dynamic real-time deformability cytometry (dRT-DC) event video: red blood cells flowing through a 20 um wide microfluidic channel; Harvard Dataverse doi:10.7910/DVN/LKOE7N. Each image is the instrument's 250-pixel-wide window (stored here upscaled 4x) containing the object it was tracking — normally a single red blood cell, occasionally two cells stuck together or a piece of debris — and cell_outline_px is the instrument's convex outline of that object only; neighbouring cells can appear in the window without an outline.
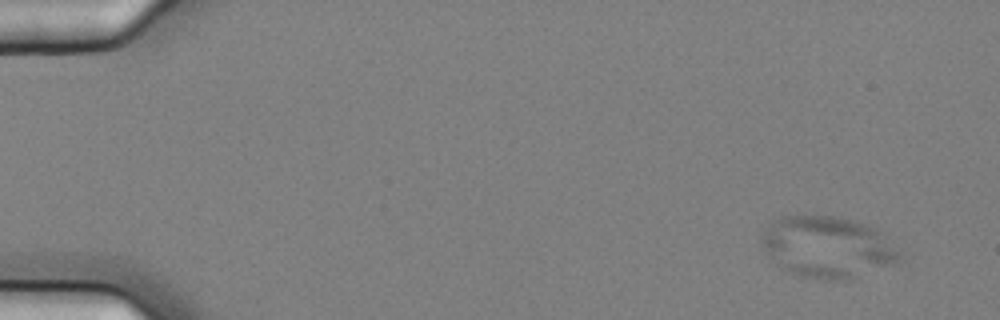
{"species": "common noctule bat (a hibernating species)", "species_latin": "Nyctalus noctula", "temperature_condition": "cold", "stored_images_in_passage": 5, "camera_frame_rate_fps": 3000, "um_per_image_px": 0.085, "animal": {"sex": "female", "body_mass_g": 25.1}, "frame": {"image": 1, "passage_image": 1, "time_ms": 0.0, "image_size_px": [1000, 320], "cell_outline_px": [[900, 260], [896, 264], [844, 280], [824, 280], [800, 276], [784, 272], [776, 264], [768, 252], [760, 236], [780, 216], [804, 212], [832, 216], [852, 220], [876, 228], [884, 232], [900, 252]], "centroid_in_image_um": [70.36, 20.98], "position_along_channel_um": 14.6, "area_um2": 49.94}}
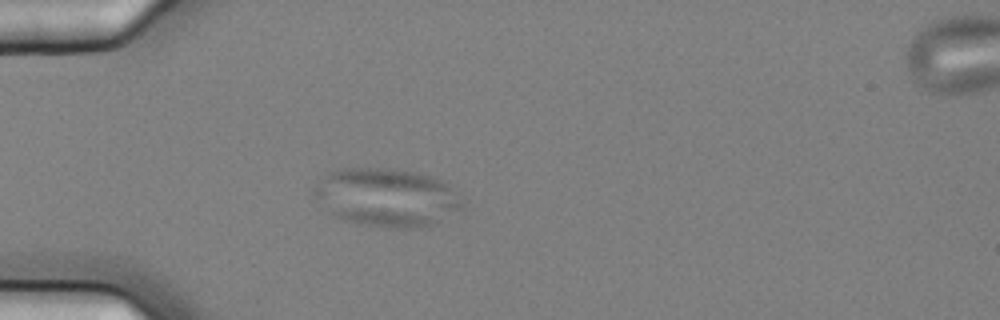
{"frame": {"image": 2, "passage_image": 4, "time_ms": 1.0, "image_size_px": [1000, 320], "cell_outline_px": [[464, 208], [432, 224], [420, 228], [388, 228], [348, 220], [336, 216], [312, 192], [312, 188], [328, 172], [340, 168], [388, 168], [416, 172], [432, 176], [448, 184]], "centroid_in_image_um": [32.87, 16.75], "position_along_channel_um": 52.1, "area_um2": 49.48}}